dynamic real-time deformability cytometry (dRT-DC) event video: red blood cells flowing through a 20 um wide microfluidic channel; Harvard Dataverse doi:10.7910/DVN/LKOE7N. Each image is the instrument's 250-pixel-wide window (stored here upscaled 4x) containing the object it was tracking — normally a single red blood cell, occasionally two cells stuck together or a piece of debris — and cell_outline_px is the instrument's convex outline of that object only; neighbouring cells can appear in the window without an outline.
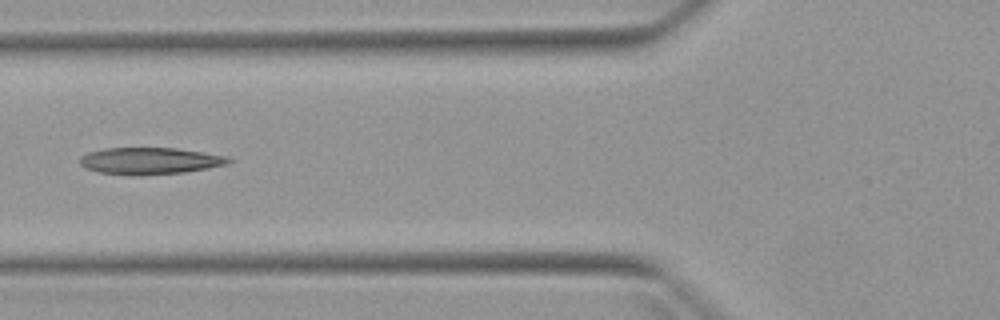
{"species": "Egyptian fruit bat (a non-hibernating species)", "species_latin": "Rousettus aegyptiacus", "temperature_condition": "warm", "stored_images_in_passage": 3, "camera_frame_rate_fps": 3000, "um_per_image_px": 0.085, "animal": {"sex": "female"}, "frame": {"image": 1, "passage_image": 2, "time_ms": 1.333, "image_size_px": [1000, 320], "cell_outline_px": [[232, 160], [228, 164], [208, 168], [184, 172], [100, 172], [84, 168], [80, 164], [80, 156], [88, 152], [104, 148], [176, 148], [228, 156]], "centroid_in_image_um": [12.77, 13.62], "position_along_channel_um": 113.0, "area_um2": 22.08}}
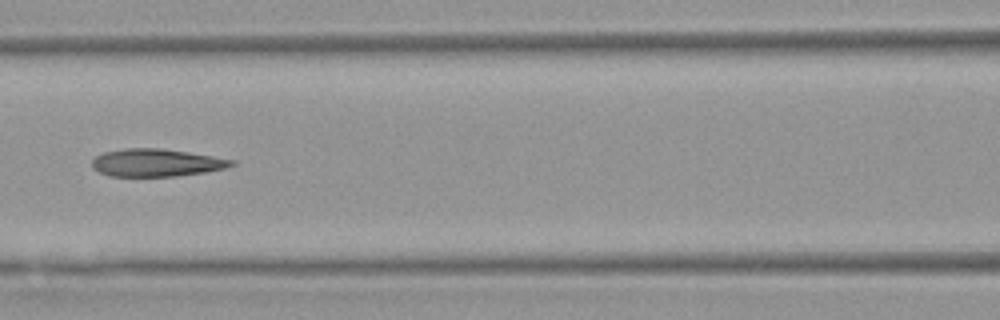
{"frame": {"image": 2, "passage_image": 3, "time_ms": 2.333, "image_size_px": [1000, 320], "cell_outline_px": [[236, 164], [224, 168], [204, 172], [176, 176], [108, 176], [92, 168], [92, 160], [96, 156], [104, 152], [124, 148], [160, 148], [188, 152], [236, 160]], "centroid_in_image_um": [13.27, 13.82], "position_along_channel_um": 153.3, "area_um2": 22.43}}